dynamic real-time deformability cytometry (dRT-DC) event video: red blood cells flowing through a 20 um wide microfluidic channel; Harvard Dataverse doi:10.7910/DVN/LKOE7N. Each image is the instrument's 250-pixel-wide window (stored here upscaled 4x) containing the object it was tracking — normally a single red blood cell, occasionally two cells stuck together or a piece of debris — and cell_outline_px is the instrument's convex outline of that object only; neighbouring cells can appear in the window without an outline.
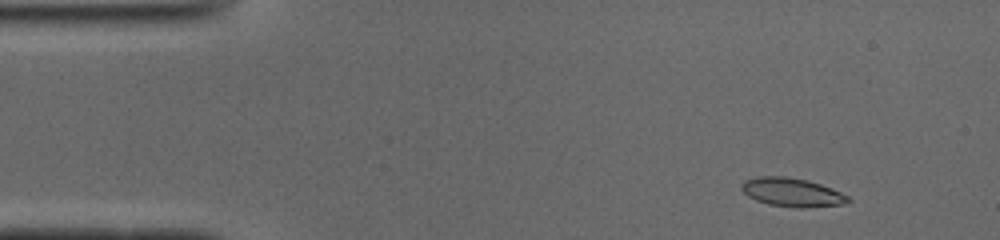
{"species": "common noctule bat (a hibernating species)", "species_latin": "Nyctalus noctula", "temperature_condition": "cold", "stored_images_in_passage": 46, "camera_frame_rate_fps": 3000, "um_per_image_px": 0.085, "animal": {"sex": "male", "body_mass_g": 19.0, "forearm_length_mm": 50.8}, "frame": {"image": 1, "passage_image": 1, "time_ms": 0.0, "image_size_px": [1000, 240], "cell_outline_px": [[852, 200], [844, 204], [808, 208], [796, 208], [768, 204], [756, 200], [748, 196], [740, 188], [740, 184], [744, 180], [760, 176], [784, 176], [808, 180], [832, 188], [848, 196]], "centroid_in_image_um": [67.32, 16.35], "position_along_channel_um": 17.7, "area_um2": 17.98}}
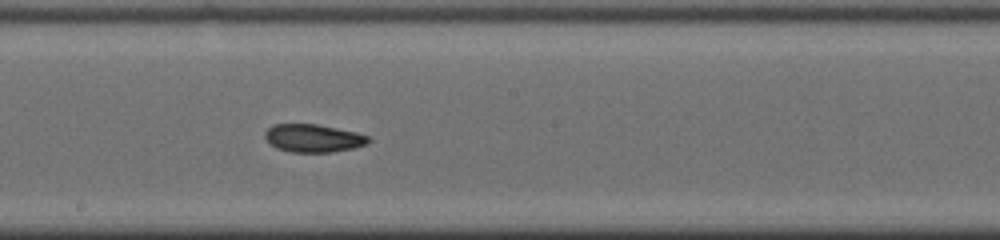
{"frame": {"image": 2, "passage_image": 23, "time_ms": 7.333, "image_size_px": [1000, 240], "cell_outline_px": [[372, 140], [368, 144], [352, 148], [332, 152], [292, 152], [276, 148], [264, 136], [264, 132], [272, 124], [316, 124], [356, 132], [368, 136]], "centroid_in_image_um": [26.64, 11.74], "position_along_channel_um": 221.6, "area_um2": 16.82}}
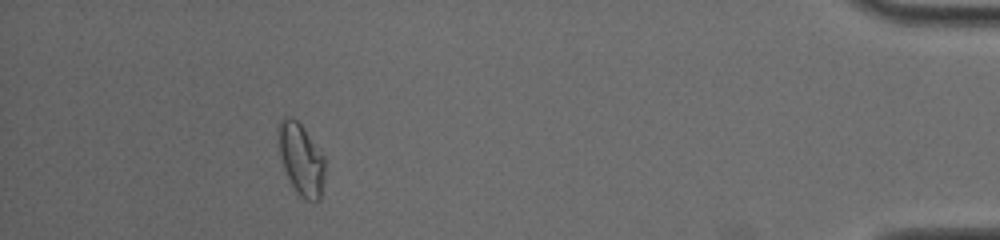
{"frame": {"image": 3, "passage_image": 42, "time_ms": 13.667, "image_size_px": [1000, 240], "cell_outline_px": [[324, 180], [320, 200], [304, 200], [296, 192], [284, 168], [280, 152], [276, 132], [276, 128], [280, 120], [284, 116], [292, 116], [304, 128], [324, 156]], "centroid_in_image_um": [25.58, 13.5], "position_along_channel_um": 409.6, "area_um2": 19.48}, "authors_computed_cell_mechanics": {"area_um2": 17.7446, "velocity_mm_per_s": 3.9209, "shape_relaxation_time_tau1_ms": null, "shape_relaxation_time_tau2_ms": 2.6086, "deformation_change_tau1": null, "deformation_change_tau2": 0.0722}}